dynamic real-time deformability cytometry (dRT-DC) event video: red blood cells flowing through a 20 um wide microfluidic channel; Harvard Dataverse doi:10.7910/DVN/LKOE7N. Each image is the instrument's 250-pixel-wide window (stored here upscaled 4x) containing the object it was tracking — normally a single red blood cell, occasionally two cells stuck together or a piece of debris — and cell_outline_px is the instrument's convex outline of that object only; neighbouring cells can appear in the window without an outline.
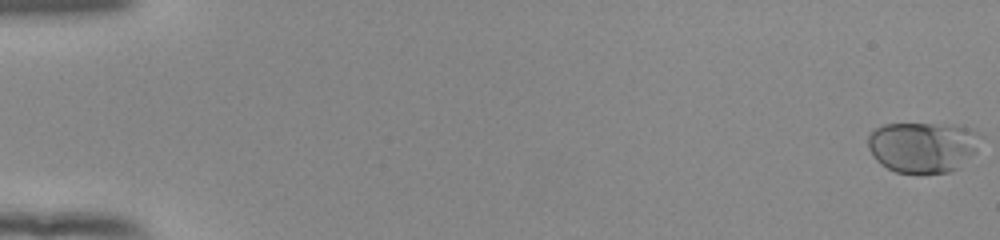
{"species": "human", "species_latin": "Homo sapiens", "temperature_condition": "room temperature", "stored_images_in_passage": 55, "camera_frame_rate_fps": 3000, "um_per_image_px": 0.085, "donor": {"sex": "female"}, "frame": {"image": 1, "passage_image": 1, "time_ms": 0.0, "image_size_px": [1000, 240], "cell_outline_px": [[984, 136], [976, 152], [956, 168], [948, 172], [896, 172], [880, 164], [876, 160], [868, 148], [868, 136], [876, 128], [884, 124], [956, 124], [972, 128], [980, 132]], "centroid_in_image_um": [78.49, 12.46], "position_along_channel_um": 6.5, "area_um2": 33.52}}
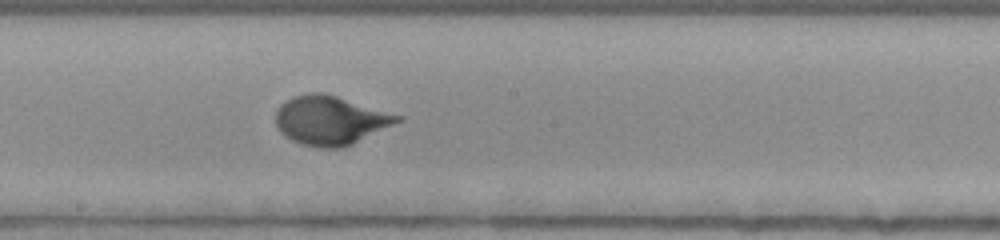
{"frame": {"image": 2, "passage_image": 32, "time_ms": 10.333, "image_size_px": [1000, 240], "cell_outline_px": [[404, 120], [344, 148], [320, 148], [300, 144], [284, 136], [280, 132], [276, 124], [276, 108], [280, 104], [292, 96], [308, 92], [320, 92], [336, 96], [404, 116]], "centroid_in_image_um": [28.08, 10.23], "position_along_channel_um": 220.1, "area_um2": 35.08}}
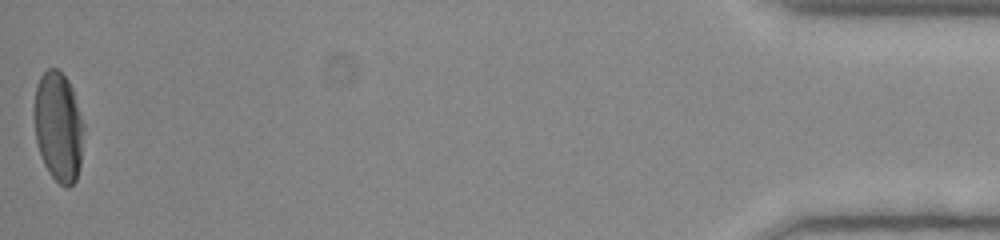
{"frame": {"image": 3, "passage_image": 55, "time_ms": 18.0, "image_size_px": [1000, 240], "cell_outline_px": [[84, 128], [80, 168], [76, 180], [68, 188], [64, 188], [48, 172], [44, 164], [36, 140], [36, 84], [40, 76], [48, 68], [56, 68], [68, 80], [72, 88], [84, 124]], "centroid_in_image_um": [5.0, 10.8], "position_along_channel_um": 430.2, "area_um2": 31.39}, "authors_computed_cell_mechanics": {"area_um2": 31.9634, "velocity_mm_per_s": 3.8765, "shape_relaxation_time_tau1_ms": 3.9622, "shape_relaxation_time_tau2_ms": null, "deformation_change_tau1": 0.1931, "deformation_change_tau2": null}}